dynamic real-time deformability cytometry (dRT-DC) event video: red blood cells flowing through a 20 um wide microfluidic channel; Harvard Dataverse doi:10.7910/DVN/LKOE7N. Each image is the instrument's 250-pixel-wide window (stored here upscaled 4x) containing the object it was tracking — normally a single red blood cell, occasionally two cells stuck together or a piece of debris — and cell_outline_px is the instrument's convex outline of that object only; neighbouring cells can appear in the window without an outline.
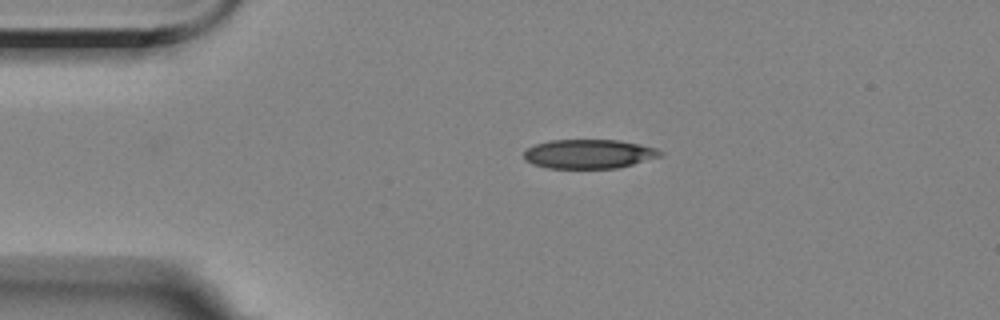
{"species": "Egyptian fruit bat (a non-hibernating species)", "species_latin": "Rousettus aegyptiacus", "temperature_condition": "room temperature", "stored_images_in_passage": 14, "camera_frame_rate_fps": 3000, "um_per_image_px": 0.085, "animal": {"sex": "female"}, "frame": {"image": 1, "passage_image": 3, "time_ms": 2.333, "image_size_px": [1000, 320], "cell_outline_px": [[664, 156], [616, 168], [548, 168], [532, 164], [524, 160], [524, 152], [528, 148], [536, 144], [552, 140], [616, 140], [640, 144], [656, 148], [664, 152]], "centroid_in_image_um": [50.08, 13.09], "position_along_channel_um": 34.9, "area_um2": 23.18}}
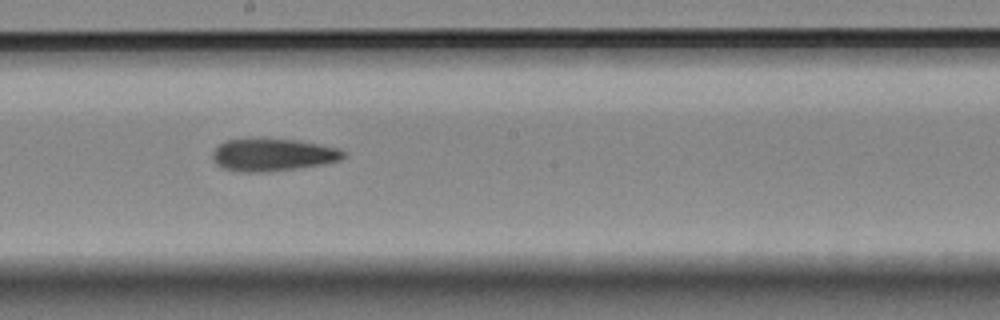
{"frame": {"image": 2, "passage_image": 8, "time_ms": 8.667, "image_size_px": [1000, 320], "cell_outline_px": [[348, 156], [340, 160], [324, 164], [300, 168], [268, 172], [240, 172], [224, 168], [216, 164], [212, 156], [212, 152], [224, 140], [248, 136], [296, 140], [340, 148]], "centroid_in_image_um": [23.17, 13.13], "position_along_channel_um": 225.0, "area_um2": 25.61}}
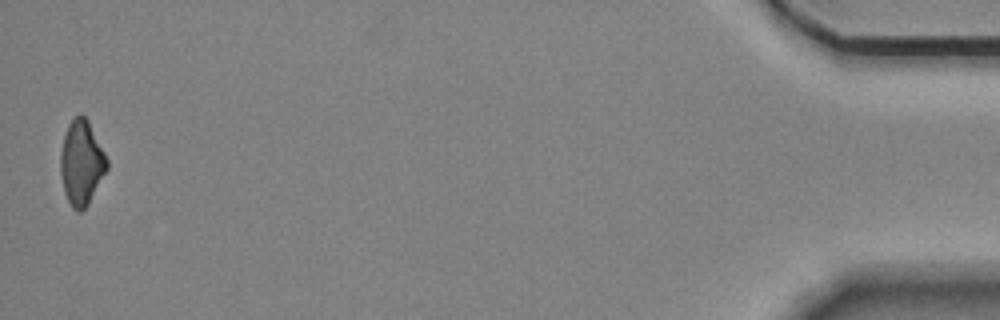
{"frame": {"image": 3, "passage_image": 14, "time_ms": 17.0, "image_size_px": [1000, 320], "cell_outline_px": [[108, 168], [88, 204], [80, 212], [76, 212], [72, 208], [64, 192], [60, 172], [60, 152], [64, 136], [68, 124], [80, 112], [88, 120], [108, 160]], "centroid_in_image_um": [6.92, 13.84], "position_along_channel_um": 428.3, "area_um2": 22.83}, "authors_computed_cell_mechanics": {"area_um2": 24.6228, "velocity_mm_per_s": 3.542, "shape_relaxation_time_tau1_ms": 5.3689, "shape_relaxation_time_tau2_ms": 6.9474, "deformation_change_tau1": 0.1315, "deformation_change_tau2": 0.1568}}